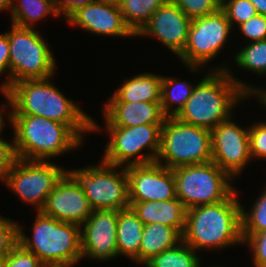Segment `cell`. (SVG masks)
<instances>
[{"mask_svg": "<svg viewBox=\"0 0 266 267\" xmlns=\"http://www.w3.org/2000/svg\"><path fill=\"white\" fill-rule=\"evenodd\" d=\"M51 79H26L12 84L6 91L9 115H35L59 121L82 141L86 133L100 131L102 127L53 85Z\"/></svg>", "mask_w": 266, "mask_h": 267, "instance_id": "1", "label": "cell"}, {"mask_svg": "<svg viewBox=\"0 0 266 267\" xmlns=\"http://www.w3.org/2000/svg\"><path fill=\"white\" fill-rule=\"evenodd\" d=\"M222 66L204 73L206 76L195 85L190 98L175 116L177 119L212 130L232 117L235 106L246 100V93L254 85L236 79L227 65Z\"/></svg>", "mask_w": 266, "mask_h": 267, "instance_id": "2", "label": "cell"}, {"mask_svg": "<svg viewBox=\"0 0 266 267\" xmlns=\"http://www.w3.org/2000/svg\"><path fill=\"white\" fill-rule=\"evenodd\" d=\"M237 195L236 189L226 200L187 209L182 241L196 252L243 245L241 203Z\"/></svg>", "mask_w": 266, "mask_h": 267, "instance_id": "3", "label": "cell"}, {"mask_svg": "<svg viewBox=\"0 0 266 267\" xmlns=\"http://www.w3.org/2000/svg\"><path fill=\"white\" fill-rule=\"evenodd\" d=\"M17 158L49 161L82 145L66 124L35 115H9Z\"/></svg>", "mask_w": 266, "mask_h": 267, "instance_id": "4", "label": "cell"}, {"mask_svg": "<svg viewBox=\"0 0 266 267\" xmlns=\"http://www.w3.org/2000/svg\"><path fill=\"white\" fill-rule=\"evenodd\" d=\"M32 237L18 225V243L34 253L45 266L73 267L82 259L81 228L36 211Z\"/></svg>", "mask_w": 266, "mask_h": 267, "instance_id": "5", "label": "cell"}, {"mask_svg": "<svg viewBox=\"0 0 266 267\" xmlns=\"http://www.w3.org/2000/svg\"><path fill=\"white\" fill-rule=\"evenodd\" d=\"M212 161L211 130L166 117L156 163L174 169Z\"/></svg>", "mask_w": 266, "mask_h": 267, "instance_id": "6", "label": "cell"}, {"mask_svg": "<svg viewBox=\"0 0 266 267\" xmlns=\"http://www.w3.org/2000/svg\"><path fill=\"white\" fill-rule=\"evenodd\" d=\"M173 174L176 197L186 209L226 200L237 189L233 178L213 161L179 166Z\"/></svg>", "mask_w": 266, "mask_h": 267, "instance_id": "7", "label": "cell"}, {"mask_svg": "<svg viewBox=\"0 0 266 267\" xmlns=\"http://www.w3.org/2000/svg\"><path fill=\"white\" fill-rule=\"evenodd\" d=\"M11 26L12 30L5 32L10 44L11 85L26 79L53 78L57 63L46 39L35 28Z\"/></svg>", "mask_w": 266, "mask_h": 267, "instance_id": "8", "label": "cell"}, {"mask_svg": "<svg viewBox=\"0 0 266 267\" xmlns=\"http://www.w3.org/2000/svg\"><path fill=\"white\" fill-rule=\"evenodd\" d=\"M162 125L105 127L104 130H107L109 134V141H107L102 160L122 167L154 163L160 151ZM144 150L148 152L143 154Z\"/></svg>", "mask_w": 266, "mask_h": 267, "instance_id": "9", "label": "cell"}, {"mask_svg": "<svg viewBox=\"0 0 266 267\" xmlns=\"http://www.w3.org/2000/svg\"><path fill=\"white\" fill-rule=\"evenodd\" d=\"M121 168V169H120ZM82 185L93 210H123L130 207L126 167L103 160L98 165L68 170Z\"/></svg>", "mask_w": 266, "mask_h": 267, "instance_id": "10", "label": "cell"}, {"mask_svg": "<svg viewBox=\"0 0 266 267\" xmlns=\"http://www.w3.org/2000/svg\"><path fill=\"white\" fill-rule=\"evenodd\" d=\"M230 32L231 24L221 9L211 15L195 17L189 28L186 47L178 58L188 70L197 73L222 52Z\"/></svg>", "mask_w": 266, "mask_h": 267, "instance_id": "11", "label": "cell"}, {"mask_svg": "<svg viewBox=\"0 0 266 267\" xmlns=\"http://www.w3.org/2000/svg\"><path fill=\"white\" fill-rule=\"evenodd\" d=\"M68 170L51 161L17 158L4 183L26 204L41 211L48 194Z\"/></svg>", "mask_w": 266, "mask_h": 267, "instance_id": "12", "label": "cell"}, {"mask_svg": "<svg viewBox=\"0 0 266 267\" xmlns=\"http://www.w3.org/2000/svg\"><path fill=\"white\" fill-rule=\"evenodd\" d=\"M212 161L233 179L252 160L249 145V126L242 128L229 120L219 123L211 130Z\"/></svg>", "mask_w": 266, "mask_h": 267, "instance_id": "13", "label": "cell"}, {"mask_svg": "<svg viewBox=\"0 0 266 267\" xmlns=\"http://www.w3.org/2000/svg\"><path fill=\"white\" fill-rule=\"evenodd\" d=\"M118 210L96 209L80 226L81 254L96 261H108L118 256L117 249Z\"/></svg>", "mask_w": 266, "mask_h": 267, "instance_id": "14", "label": "cell"}, {"mask_svg": "<svg viewBox=\"0 0 266 267\" xmlns=\"http://www.w3.org/2000/svg\"><path fill=\"white\" fill-rule=\"evenodd\" d=\"M129 202L166 201L176 198L173 169L156 162L126 167Z\"/></svg>", "mask_w": 266, "mask_h": 267, "instance_id": "15", "label": "cell"}, {"mask_svg": "<svg viewBox=\"0 0 266 267\" xmlns=\"http://www.w3.org/2000/svg\"><path fill=\"white\" fill-rule=\"evenodd\" d=\"M82 185L67 171L48 194L41 212L62 222L82 225L92 214Z\"/></svg>", "mask_w": 266, "mask_h": 267, "instance_id": "16", "label": "cell"}, {"mask_svg": "<svg viewBox=\"0 0 266 267\" xmlns=\"http://www.w3.org/2000/svg\"><path fill=\"white\" fill-rule=\"evenodd\" d=\"M191 22L192 19L176 4L167 0L136 37H155L178 57L186 47Z\"/></svg>", "mask_w": 266, "mask_h": 267, "instance_id": "17", "label": "cell"}, {"mask_svg": "<svg viewBox=\"0 0 266 267\" xmlns=\"http://www.w3.org/2000/svg\"><path fill=\"white\" fill-rule=\"evenodd\" d=\"M67 22L96 35L136 37L124 22L119 4L110 0H94L79 7L67 18Z\"/></svg>", "mask_w": 266, "mask_h": 267, "instance_id": "18", "label": "cell"}, {"mask_svg": "<svg viewBox=\"0 0 266 267\" xmlns=\"http://www.w3.org/2000/svg\"><path fill=\"white\" fill-rule=\"evenodd\" d=\"M103 114L106 127L163 124L166 118L157 102H106Z\"/></svg>", "mask_w": 266, "mask_h": 267, "instance_id": "19", "label": "cell"}, {"mask_svg": "<svg viewBox=\"0 0 266 267\" xmlns=\"http://www.w3.org/2000/svg\"><path fill=\"white\" fill-rule=\"evenodd\" d=\"M129 203L144 225L159 223L175 228L181 235L183 234L187 209L177 197L166 201Z\"/></svg>", "mask_w": 266, "mask_h": 267, "instance_id": "20", "label": "cell"}, {"mask_svg": "<svg viewBox=\"0 0 266 267\" xmlns=\"http://www.w3.org/2000/svg\"><path fill=\"white\" fill-rule=\"evenodd\" d=\"M162 76L141 73L126 79L107 102H157L161 103Z\"/></svg>", "mask_w": 266, "mask_h": 267, "instance_id": "21", "label": "cell"}, {"mask_svg": "<svg viewBox=\"0 0 266 267\" xmlns=\"http://www.w3.org/2000/svg\"><path fill=\"white\" fill-rule=\"evenodd\" d=\"M144 230V223L131 207L118 211L117 249L118 256L124 255L139 265V249Z\"/></svg>", "mask_w": 266, "mask_h": 267, "instance_id": "22", "label": "cell"}, {"mask_svg": "<svg viewBox=\"0 0 266 267\" xmlns=\"http://www.w3.org/2000/svg\"><path fill=\"white\" fill-rule=\"evenodd\" d=\"M181 242L182 235L175 228L159 223L144 225L139 249V264H144L151 257L174 248Z\"/></svg>", "mask_w": 266, "mask_h": 267, "instance_id": "23", "label": "cell"}, {"mask_svg": "<svg viewBox=\"0 0 266 267\" xmlns=\"http://www.w3.org/2000/svg\"><path fill=\"white\" fill-rule=\"evenodd\" d=\"M10 12L12 24L32 29L48 14L60 17L55 0H13Z\"/></svg>", "mask_w": 266, "mask_h": 267, "instance_id": "24", "label": "cell"}, {"mask_svg": "<svg viewBox=\"0 0 266 267\" xmlns=\"http://www.w3.org/2000/svg\"><path fill=\"white\" fill-rule=\"evenodd\" d=\"M162 75L161 109L166 117L176 116L190 98L195 84ZM175 105V106H173Z\"/></svg>", "mask_w": 266, "mask_h": 267, "instance_id": "25", "label": "cell"}, {"mask_svg": "<svg viewBox=\"0 0 266 267\" xmlns=\"http://www.w3.org/2000/svg\"><path fill=\"white\" fill-rule=\"evenodd\" d=\"M167 0H122L119 7L126 25L137 35Z\"/></svg>", "mask_w": 266, "mask_h": 267, "instance_id": "26", "label": "cell"}, {"mask_svg": "<svg viewBox=\"0 0 266 267\" xmlns=\"http://www.w3.org/2000/svg\"><path fill=\"white\" fill-rule=\"evenodd\" d=\"M201 261L196 251L182 241L176 247L151 257L143 265L145 267H200Z\"/></svg>", "mask_w": 266, "mask_h": 267, "instance_id": "27", "label": "cell"}, {"mask_svg": "<svg viewBox=\"0 0 266 267\" xmlns=\"http://www.w3.org/2000/svg\"><path fill=\"white\" fill-rule=\"evenodd\" d=\"M234 57L236 66L258 75H266V39L250 42Z\"/></svg>", "mask_w": 266, "mask_h": 267, "instance_id": "28", "label": "cell"}, {"mask_svg": "<svg viewBox=\"0 0 266 267\" xmlns=\"http://www.w3.org/2000/svg\"><path fill=\"white\" fill-rule=\"evenodd\" d=\"M241 204V233H260L266 231V187L250 208Z\"/></svg>", "mask_w": 266, "mask_h": 267, "instance_id": "29", "label": "cell"}, {"mask_svg": "<svg viewBox=\"0 0 266 267\" xmlns=\"http://www.w3.org/2000/svg\"><path fill=\"white\" fill-rule=\"evenodd\" d=\"M221 10L226 14L232 29L257 15L250 0H221Z\"/></svg>", "mask_w": 266, "mask_h": 267, "instance_id": "30", "label": "cell"}, {"mask_svg": "<svg viewBox=\"0 0 266 267\" xmlns=\"http://www.w3.org/2000/svg\"><path fill=\"white\" fill-rule=\"evenodd\" d=\"M190 19L211 15L221 9V0H170Z\"/></svg>", "mask_w": 266, "mask_h": 267, "instance_id": "31", "label": "cell"}, {"mask_svg": "<svg viewBox=\"0 0 266 267\" xmlns=\"http://www.w3.org/2000/svg\"><path fill=\"white\" fill-rule=\"evenodd\" d=\"M243 246L246 244L253 254V267H266V231L241 233Z\"/></svg>", "mask_w": 266, "mask_h": 267, "instance_id": "32", "label": "cell"}, {"mask_svg": "<svg viewBox=\"0 0 266 267\" xmlns=\"http://www.w3.org/2000/svg\"><path fill=\"white\" fill-rule=\"evenodd\" d=\"M249 145L252 159H266V121L249 127Z\"/></svg>", "mask_w": 266, "mask_h": 267, "instance_id": "33", "label": "cell"}, {"mask_svg": "<svg viewBox=\"0 0 266 267\" xmlns=\"http://www.w3.org/2000/svg\"><path fill=\"white\" fill-rule=\"evenodd\" d=\"M19 223L0 216V256H7L18 244Z\"/></svg>", "mask_w": 266, "mask_h": 267, "instance_id": "34", "label": "cell"}, {"mask_svg": "<svg viewBox=\"0 0 266 267\" xmlns=\"http://www.w3.org/2000/svg\"><path fill=\"white\" fill-rule=\"evenodd\" d=\"M5 267H45L43 262L19 243L6 256Z\"/></svg>", "mask_w": 266, "mask_h": 267, "instance_id": "35", "label": "cell"}, {"mask_svg": "<svg viewBox=\"0 0 266 267\" xmlns=\"http://www.w3.org/2000/svg\"><path fill=\"white\" fill-rule=\"evenodd\" d=\"M250 42L266 39V16L257 14L237 27Z\"/></svg>", "mask_w": 266, "mask_h": 267, "instance_id": "36", "label": "cell"}, {"mask_svg": "<svg viewBox=\"0 0 266 267\" xmlns=\"http://www.w3.org/2000/svg\"><path fill=\"white\" fill-rule=\"evenodd\" d=\"M0 133V182H4L7 174L11 170L14 162L17 159L14 142H7Z\"/></svg>", "mask_w": 266, "mask_h": 267, "instance_id": "37", "label": "cell"}, {"mask_svg": "<svg viewBox=\"0 0 266 267\" xmlns=\"http://www.w3.org/2000/svg\"><path fill=\"white\" fill-rule=\"evenodd\" d=\"M10 44L8 41V35L6 33H0V77L7 72V78L4 83L0 85V91H7L11 86V76L9 69V52Z\"/></svg>", "mask_w": 266, "mask_h": 267, "instance_id": "38", "label": "cell"}, {"mask_svg": "<svg viewBox=\"0 0 266 267\" xmlns=\"http://www.w3.org/2000/svg\"><path fill=\"white\" fill-rule=\"evenodd\" d=\"M58 13L67 19L79 7L85 6L94 0H55Z\"/></svg>", "mask_w": 266, "mask_h": 267, "instance_id": "39", "label": "cell"}, {"mask_svg": "<svg viewBox=\"0 0 266 267\" xmlns=\"http://www.w3.org/2000/svg\"><path fill=\"white\" fill-rule=\"evenodd\" d=\"M247 98L250 96L253 97L254 95L259 100V104L261 103L262 106L264 105L266 107V88L264 86V89L253 86L247 93Z\"/></svg>", "mask_w": 266, "mask_h": 267, "instance_id": "40", "label": "cell"}, {"mask_svg": "<svg viewBox=\"0 0 266 267\" xmlns=\"http://www.w3.org/2000/svg\"><path fill=\"white\" fill-rule=\"evenodd\" d=\"M1 94H3L4 95V97L6 98L5 100H7V105H6V103L5 104H1V106H0V133H2L3 132V128H5V127H3L4 125H5V122H4V118L5 117H3L4 116V114L6 115V117L7 118H5L6 120H9V111H8V113L7 112H3V110H6L7 108L9 109L10 108V103H9V98H8V95H7V92H5V91H1Z\"/></svg>", "mask_w": 266, "mask_h": 267, "instance_id": "41", "label": "cell"}, {"mask_svg": "<svg viewBox=\"0 0 266 267\" xmlns=\"http://www.w3.org/2000/svg\"><path fill=\"white\" fill-rule=\"evenodd\" d=\"M255 6L257 14L266 16V0H250Z\"/></svg>", "mask_w": 266, "mask_h": 267, "instance_id": "42", "label": "cell"}, {"mask_svg": "<svg viewBox=\"0 0 266 267\" xmlns=\"http://www.w3.org/2000/svg\"><path fill=\"white\" fill-rule=\"evenodd\" d=\"M13 0H0V12L11 10Z\"/></svg>", "mask_w": 266, "mask_h": 267, "instance_id": "43", "label": "cell"}, {"mask_svg": "<svg viewBox=\"0 0 266 267\" xmlns=\"http://www.w3.org/2000/svg\"><path fill=\"white\" fill-rule=\"evenodd\" d=\"M6 256H0V267H5Z\"/></svg>", "mask_w": 266, "mask_h": 267, "instance_id": "44", "label": "cell"}, {"mask_svg": "<svg viewBox=\"0 0 266 267\" xmlns=\"http://www.w3.org/2000/svg\"><path fill=\"white\" fill-rule=\"evenodd\" d=\"M110 1H112L115 4H119L122 0H110Z\"/></svg>", "mask_w": 266, "mask_h": 267, "instance_id": "45", "label": "cell"}]
</instances>
